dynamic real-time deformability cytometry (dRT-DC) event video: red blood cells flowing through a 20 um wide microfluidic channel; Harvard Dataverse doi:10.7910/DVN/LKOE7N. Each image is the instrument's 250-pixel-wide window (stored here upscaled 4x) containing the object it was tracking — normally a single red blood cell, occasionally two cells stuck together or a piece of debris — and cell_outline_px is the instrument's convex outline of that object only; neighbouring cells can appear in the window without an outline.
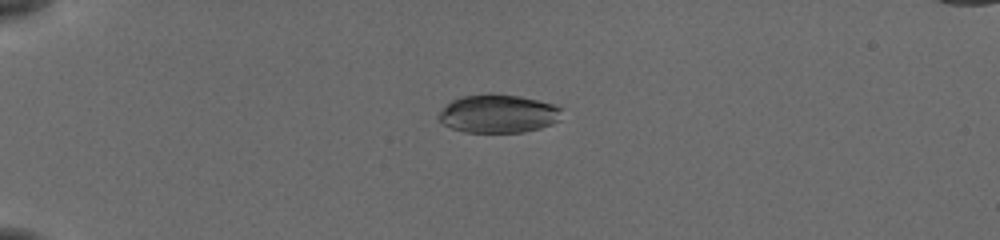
{"species": "common noctule bat (a hibernating species)", "species_latin": "Nyctalus noctula", "temperature_condition": "cold", "stored_images_in_passage": 18, "camera_frame_rate_fps": 3000, "um_per_image_px": 0.085, "animal": {"sex": "female", "body_mass_g": 19.5, "forearm_length_mm": 54.1}, "frame": {"image": 1, "passage_image": 13, "time_ms": 4.0, "image_size_px": [1000, 240], "cell_outline_px": [[560, 120], [552, 124], [540, 128], [524, 132], [468, 132], [452, 128], [444, 124], [440, 120], [440, 112], [452, 100], [460, 96], [488, 92], [492, 92], [520, 96], [552, 104], [560, 108]], "centroid_in_image_um": [42.35, 9.64], "position_along_channel_um": 42.6, "area_um2": 27.46}}
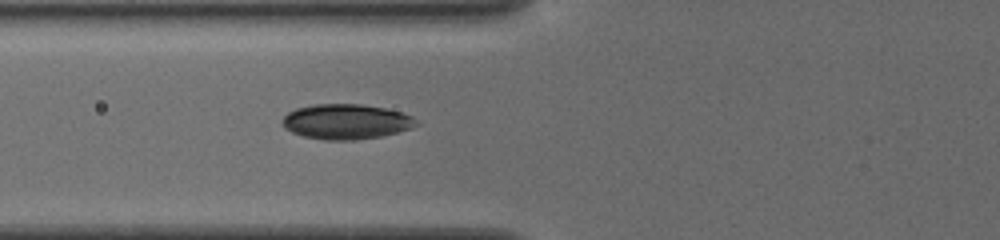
{"frame": {"image": 2, "passage_image": 18, "time_ms": 5.667, "image_size_px": [1000, 240], "cell_outline_px": [[420, 124], [412, 128], [380, 136], [356, 140], [324, 140], [304, 136], [292, 132], [284, 128], [280, 124], [284, 116], [288, 112], [296, 108], [312, 104], [360, 104], [384, 108], [400, 112], [412, 116]], "centroid_in_image_um": [29.39, 10.34], "position_along_channel_um": 96.4, "area_um2": 27.46}}